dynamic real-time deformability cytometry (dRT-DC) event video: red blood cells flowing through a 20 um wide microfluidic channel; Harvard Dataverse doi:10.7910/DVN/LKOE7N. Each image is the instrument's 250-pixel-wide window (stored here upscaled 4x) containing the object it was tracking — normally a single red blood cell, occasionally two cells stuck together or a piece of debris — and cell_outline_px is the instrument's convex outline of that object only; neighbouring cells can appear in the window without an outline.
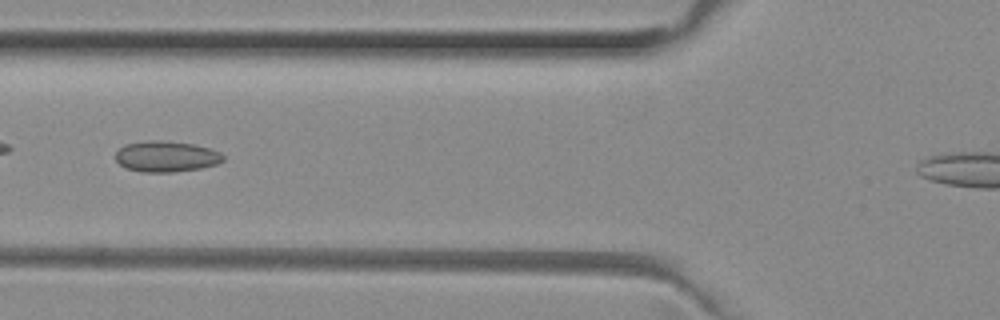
{"species": "common noctule bat (a hibernating species)", "species_latin": "Nyctalus noctula", "temperature_condition": "room temperature", "stored_images_in_passage": 31, "camera_frame_rate_fps": 3000, "um_per_image_px": 0.085, "animal": {"sex": "female", "body_mass_g": 29.2, "forearm_length_mm": 56.3}, "frame": {"image": 1, "passage_image": 5, "time_ms": 1.333, "image_size_px": [1000, 320], "cell_outline_px": [[224, 160], [216, 164], [200, 168], [172, 172], [140, 172], [124, 168], [116, 160], [116, 152], [124, 144], [148, 140], [160, 140], [192, 144], [208, 148], [220, 152], [224, 156]], "centroid_in_image_um": [14.09, 13.3], "position_along_channel_um": 111.7, "area_um2": 19.36}}
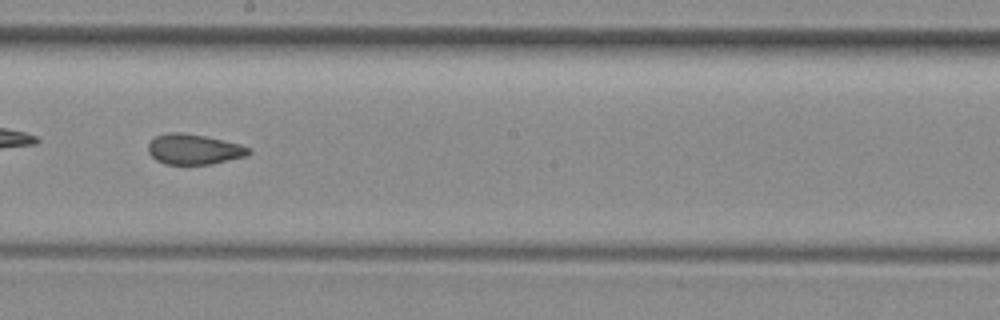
{"frame": {"image": 2, "passage_image": 14, "time_ms": 4.333, "image_size_px": [1000, 320], "cell_outline_px": [[252, 152], [248, 156], [212, 164], [164, 164], [156, 160], [148, 152], [148, 144], [156, 136], [168, 132], [180, 132], [204, 136], [240, 144], [252, 148]], "centroid_in_image_um": [16.51, 12.69], "position_along_channel_um": 231.7, "area_um2": 17.86}, "authors_computed_cell_mechanics": {"area_um2": 18.0914, "velocity_mm_per_s": 3.9964, "shape_relaxation_time_tau1_ms": null, "shape_relaxation_time_tau2_ms": 1.9099, "deformation_change_tau1": null, "deformation_change_tau2": 0.0843}}